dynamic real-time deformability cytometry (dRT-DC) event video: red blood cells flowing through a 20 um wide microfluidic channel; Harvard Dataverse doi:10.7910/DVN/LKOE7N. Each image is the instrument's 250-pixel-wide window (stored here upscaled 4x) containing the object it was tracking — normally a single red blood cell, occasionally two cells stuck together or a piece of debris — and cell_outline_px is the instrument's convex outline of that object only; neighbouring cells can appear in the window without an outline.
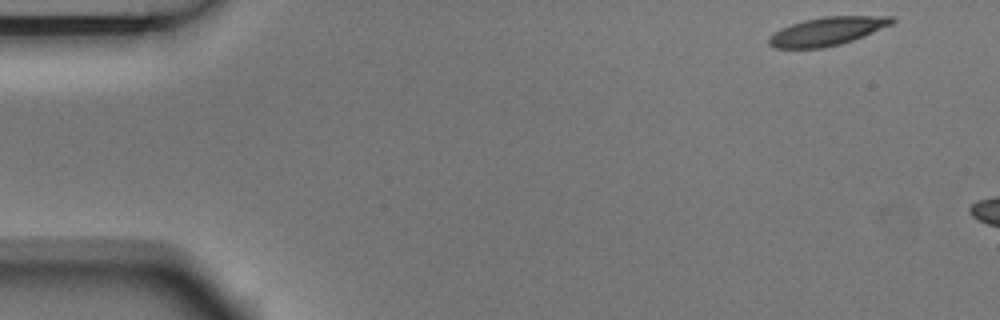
{"species": "Egyptian fruit bat (a non-hibernating species)", "species_latin": "Rousettus aegyptiacus", "temperature_condition": "room temperature", "stored_images_in_passage": 3, "camera_frame_rate_fps": 3000, "um_per_image_px": 0.085, "animal": {"sex": "male"}, "frame": {"image": 1, "passage_image": 1, "time_ms": 0.0, "image_size_px": [1000, 320], "cell_outline_px": [[896, 20], [892, 24], [852, 40], [840, 44], [824, 48], [776, 48], [768, 44], [768, 36], [780, 28], [804, 20], [824, 16], [896, 16]], "centroid_in_image_um": [70.29, 2.65], "position_along_channel_um": 14.7, "area_um2": 20.29}}